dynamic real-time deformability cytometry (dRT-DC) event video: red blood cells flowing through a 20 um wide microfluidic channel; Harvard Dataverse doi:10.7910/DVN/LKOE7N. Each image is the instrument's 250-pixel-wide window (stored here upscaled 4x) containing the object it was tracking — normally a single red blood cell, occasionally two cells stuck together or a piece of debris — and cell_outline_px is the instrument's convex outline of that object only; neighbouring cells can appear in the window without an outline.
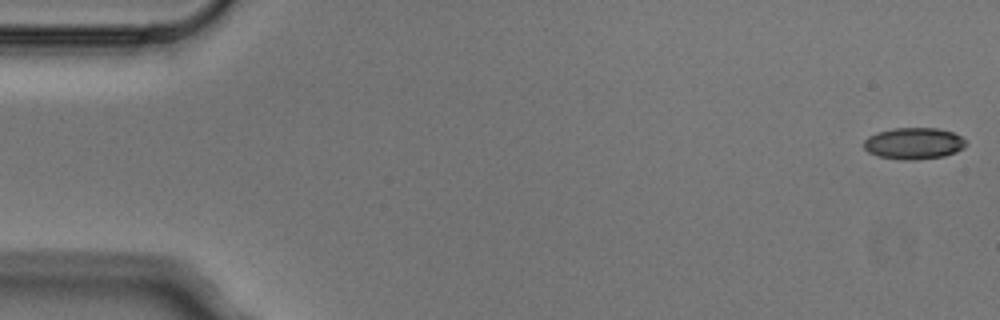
{"species": "Egyptian fruit bat (a non-hibernating species)", "species_latin": "Rousettus aegyptiacus", "temperature_condition": "cold", "stored_images_in_passage": 5, "camera_frame_rate_fps": 3000, "um_per_image_px": 0.085, "animal": {"sex": "male"}, "frame": {"image": 1, "passage_image": 1, "time_ms": 0.0, "image_size_px": [1000, 320], "cell_outline_px": [[968, 144], [964, 148], [956, 152], [944, 156], [916, 160], [904, 160], [880, 156], [868, 152], [864, 148], [864, 140], [868, 136], [892, 128], [936, 128], [952, 132], [960, 136]], "centroid_in_image_um": [77.69, 12.19], "position_along_channel_um": 7.3, "area_um2": 18.73}}
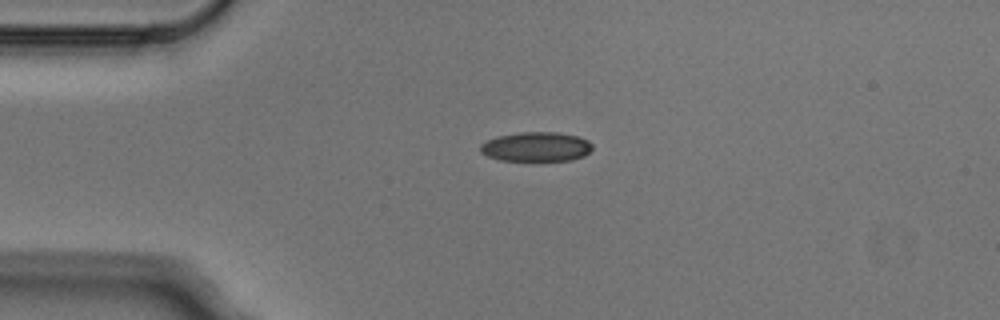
{"frame": {"image": 2, "passage_image": 4, "time_ms": 1.0, "image_size_px": [1000, 320], "cell_outline_px": [[592, 148], [584, 156], [572, 160], [500, 160], [488, 156], [480, 152], [480, 144], [496, 136], [520, 132], [556, 132], [576, 136], [588, 140], [592, 144]], "centroid_in_image_um": [45.56, 12.47], "position_along_channel_um": 39.4, "area_um2": 19.13}}